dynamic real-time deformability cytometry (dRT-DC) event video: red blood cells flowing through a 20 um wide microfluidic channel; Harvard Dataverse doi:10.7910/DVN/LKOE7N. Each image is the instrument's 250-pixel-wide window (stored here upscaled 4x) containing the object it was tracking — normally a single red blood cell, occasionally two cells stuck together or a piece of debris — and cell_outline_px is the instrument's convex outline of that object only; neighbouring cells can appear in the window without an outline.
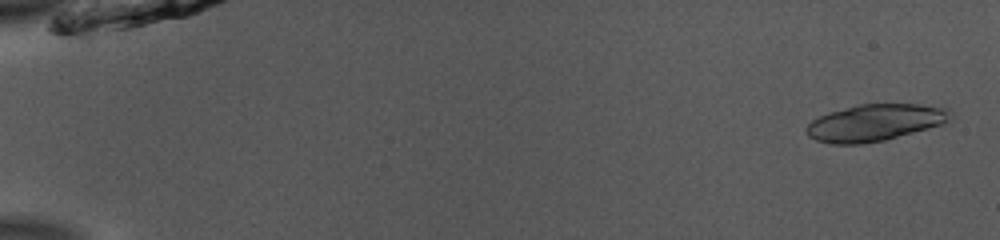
{"species": "common noctule bat (a hibernating species)", "species_latin": "Nyctalus noctula", "temperature_condition": "room temperature", "stored_images_in_passage": 53, "segment_of_instrument_passage": [1, 2], "camera_frame_rate_fps": 3000, "um_per_image_px": 0.085, "animal": {"sex": "male", "body_mass_g": 13.0, "forearm_length_mm": 53.1}, "frame": {"image": 1, "passage_image": 2, "time_ms": 0.333, "image_size_px": [1000, 240], "cell_outline_px": [[952, 120], [940, 124], [884, 140], [860, 144], [832, 144], [816, 140], [808, 136], [804, 132], [804, 128], [812, 120], [828, 112], [860, 104], [920, 104], [948, 108], [952, 112]], "centroid_in_image_um": [74.34, 10.42], "position_along_channel_um": 10.7, "area_um2": 30.75}}